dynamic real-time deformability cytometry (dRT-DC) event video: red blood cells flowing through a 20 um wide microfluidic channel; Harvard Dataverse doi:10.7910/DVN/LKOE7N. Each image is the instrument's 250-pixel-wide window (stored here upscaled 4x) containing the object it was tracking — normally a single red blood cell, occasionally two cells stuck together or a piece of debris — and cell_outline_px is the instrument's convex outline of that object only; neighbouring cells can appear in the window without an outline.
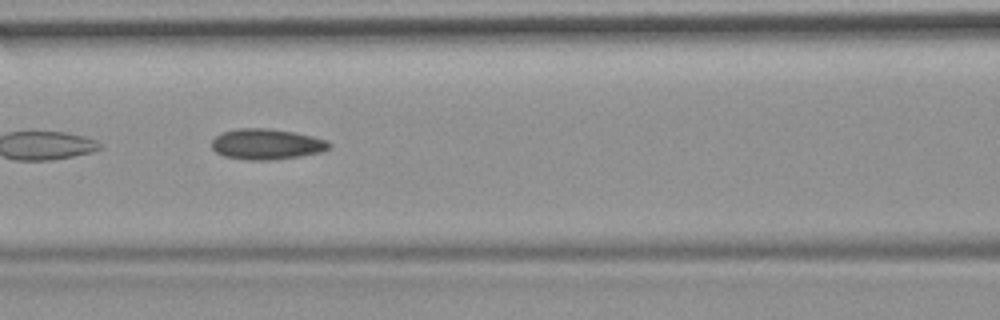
{"species": "common noctule bat (a hibernating species)", "species_latin": "Nyctalus noctula", "temperature_condition": "room temperature", "stored_images_in_passage": 12, "camera_frame_rate_fps": 3000, "um_per_image_px": 0.085, "animal": {"sex": "female", "body_mass_g": 19.9}, "frame": {"image": 1, "passage_image": 4, "time_ms": 1.0, "image_size_px": [1000, 320], "cell_outline_px": [[332, 144], [328, 148], [320, 152], [300, 156], [272, 160], [248, 160], [224, 156], [216, 152], [212, 148], [212, 140], [216, 136], [224, 132], [236, 128], [268, 128], [296, 132], [328, 140]], "centroid_in_image_um": [22.67, 12.25], "position_along_channel_um": 143.9, "area_um2": 21.04}}